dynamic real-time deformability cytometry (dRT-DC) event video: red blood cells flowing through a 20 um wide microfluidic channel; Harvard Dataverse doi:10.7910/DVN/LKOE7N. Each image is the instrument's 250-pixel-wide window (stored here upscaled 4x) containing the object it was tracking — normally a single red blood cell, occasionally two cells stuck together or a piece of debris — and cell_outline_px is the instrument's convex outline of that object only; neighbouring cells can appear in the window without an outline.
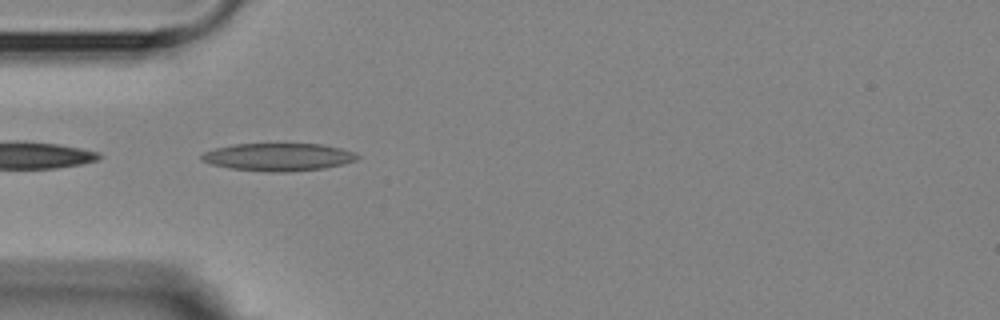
{"species": "Egyptian fruit bat (a non-hibernating species)", "species_latin": "Rousettus aegyptiacus", "temperature_condition": "room temperature", "stored_images_in_passage": 40, "camera_frame_rate_fps": 3000, "um_per_image_px": 0.085, "animal": {"sex": "female"}, "frame": {"image": 1, "passage_image": 1, "time_ms": 0.0, "image_size_px": [1000, 320], "cell_outline_px": [[360, 156], [356, 160], [324, 168], [288, 172], [268, 172], [228, 168], [212, 164], [200, 160], [200, 156], [204, 152], [216, 148], [232, 144], [324, 144], [340, 148], [352, 152]], "centroid_in_image_um": [23.62, 13.35], "position_along_channel_um": 61.4, "area_um2": 25.09}}
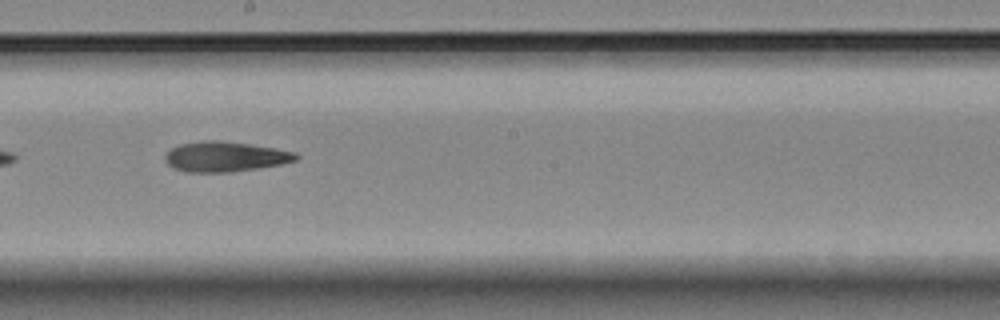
{"frame": {"image": 2, "passage_image": 15, "time_ms": 4.667, "image_size_px": [1000, 320], "cell_outline_px": [[300, 156], [296, 160], [280, 164], [232, 172], [184, 172], [172, 168], [164, 160], [164, 156], [172, 148], [180, 144], [204, 140], [220, 140], [276, 148], [296, 152]], "centroid_in_image_um": [19.11, 13.31], "position_along_channel_um": 229.1, "area_um2": 23.0}}
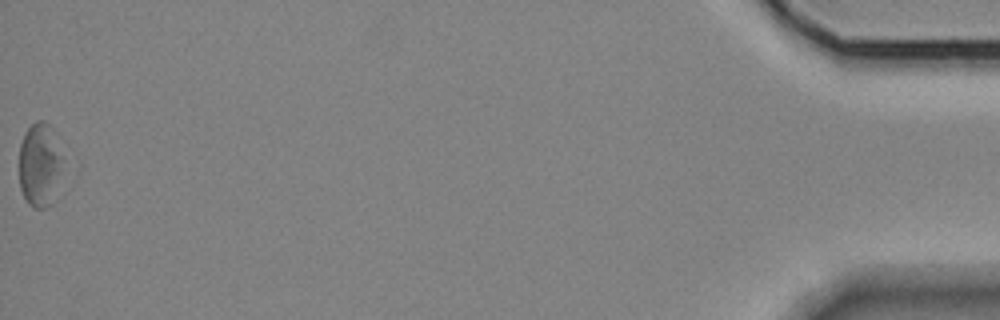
{"frame": {"image": 3, "passage_image": 40, "time_ms": 13.0, "image_size_px": [1000, 320], "cell_outline_px": [[64, 160], [44, 208], [36, 208], [28, 204], [20, 188], [20, 144], [24, 132], [36, 120], [44, 120], [56, 132]], "centroid_in_image_um": [3.35, 13.84], "position_along_channel_um": 431.9, "area_um2": 20.63}}